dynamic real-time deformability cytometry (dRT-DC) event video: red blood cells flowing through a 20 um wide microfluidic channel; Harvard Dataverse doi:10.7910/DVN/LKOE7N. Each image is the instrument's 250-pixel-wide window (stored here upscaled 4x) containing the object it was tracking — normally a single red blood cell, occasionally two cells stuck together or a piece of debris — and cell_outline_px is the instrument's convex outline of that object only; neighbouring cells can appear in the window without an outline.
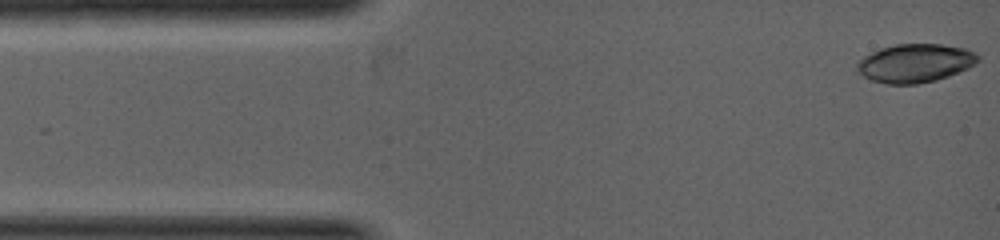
{"species": "common noctule bat (a hibernating species)", "species_latin": "Nyctalus noctula", "temperature_condition": "warm", "stored_images_in_passage": 7, "camera_frame_rate_fps": 5000, "um_per_image_px": 0.085, "animal": {"sex": "female", "body_mass_g": 19.0, "forearm_length_mm": 53.3}, "frame": {"image": 1, "passage_image": 1, "time_ms": 0.0, "image_size_px": [1000, 240], "cell_outline_px": [[980, 60], [968, 68], [948, 76], [936, 80], [916, 84], [888, 84], [872, 80], [864, 76], [856, 68], [856, 64], [864, 56], [880, 48], [896, 44], [940, 44], [964, 48], [976, 52], [980, 56]], "centroid_in_image_um": [77.81, 5.36], "position_along_channel_um": 7.2, "area_um2": 27.05}}
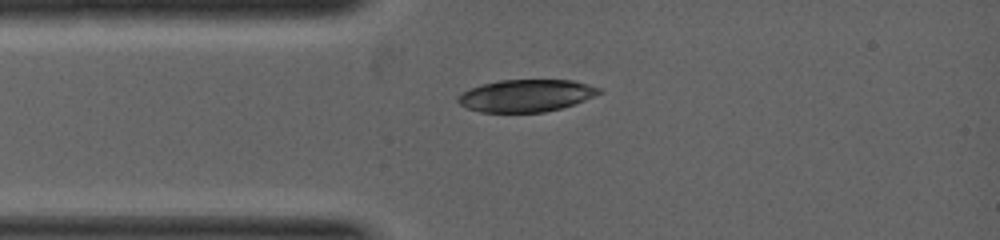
{"frame": {"image": 2, "passage_image": 5, "time_ms": 1.4, "image_size_px": [1000, 240], "cell_outline_px": [[604, 92], [584, 100], [560, 108], [544, 112], [480, 112], [464, 108], [456, 100], [464, 92], [472, 88], [484, 84], [500, 80], [572, 80], [588, 84], [600, 88]], "centroid_in_image_um": [44.73, 8.13], "position_along_channel_um": 40.3, "area_um2": 26.3}}
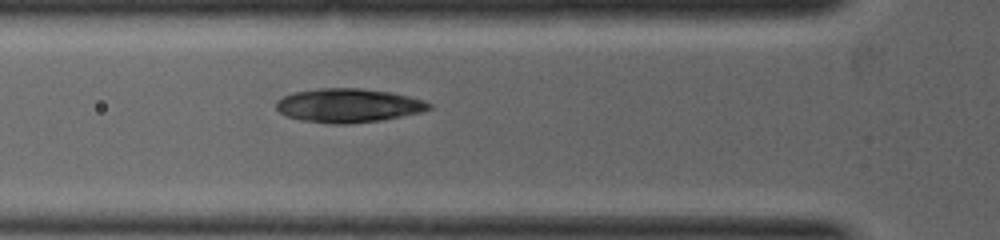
{"frame": {"image": 3, "passage_image": 7, "time_ms": 2.2, "image_size_px": [1000, 240], "cell_outline_px": [[432, 108], [424, 112], [380, 120], [348, 124], [332, 124], [300, 120], [284, 116], [276, 108], [276, 100], [284, 96], [296, 92], [320, 88], [360, 88], [392, 92], [424, 100], [432, 104]], "centroid_in_image_um": [29.62, 8.97], "position_along_channel_um": 96.2, "area_um2": 30.35}}